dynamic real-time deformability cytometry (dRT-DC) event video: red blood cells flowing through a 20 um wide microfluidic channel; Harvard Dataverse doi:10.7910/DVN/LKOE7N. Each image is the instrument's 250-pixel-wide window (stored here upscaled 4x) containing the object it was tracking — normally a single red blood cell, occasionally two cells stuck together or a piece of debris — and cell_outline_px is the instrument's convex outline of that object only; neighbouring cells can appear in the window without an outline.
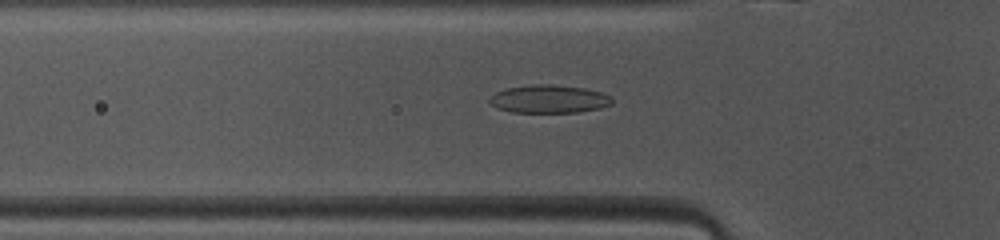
{"species": "common noctule bat (a hibernating species)", "species_latin": "Nyctalus noctula", "temperature_condition": "warm", "stored_images_in_passage": 47, "camera_frame_rate_fps": 3000, "um_per_image_px": 0.085, "animal": {"sex": "female", "body_mass_g": 10.0, "forearm_length_mm": 53.1}, "frame": {"image": 1, "passage_image": 14, "time_ms": 4.333, "image_size_px": [1000, 240], "cell_outline_px": [[612, 104], [600, 108], [576, 112], [512, 112], [496, 108], [488, 100], [496, 92], [504, 88], [532, 84], [552, 84], [584, 88], [600, 92], [612, 96]], "centroid_in_image_um": [46.66, 8.41], "position_along_channel_um": 79.1, "area_um2": 20.06}}
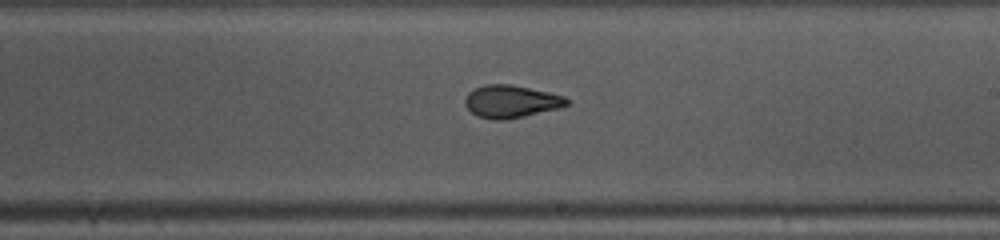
{"frame": {"image": 2, "passage_image": 26, "time_ms": 8.333, "image_size_px": [1000, 240], "cell_outline_px": [[568, 104], [560, 108], [508, 120], [492, 120], [476, 116], [464, 104], [464, 100], [468, 92], [476, 88], [488, 84], [512, 84], [548, 92], [564, 96], [568, 100]], "centroid_in_image_um": [43.43, 8.64], "position_along_channel_um": 245.6, "area_um2": 19.42}}
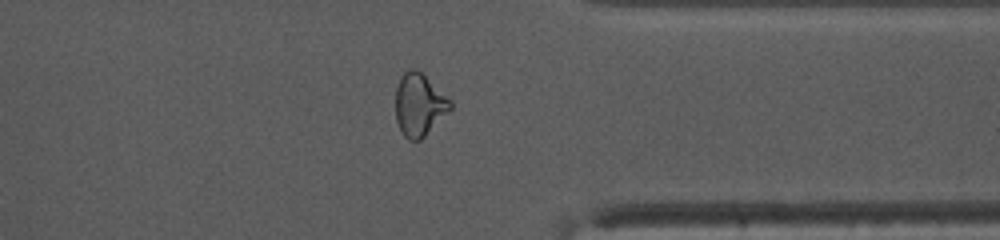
{"frame": {"image": 3, "passage_image": 36, "time_ms": 11.667, "image_size_px": [1000, 240], "cell_outline_px": [[452, 108], [420, 140], [408, 140], [404, 136], [396, 120], [396, 88], [400, 76], [404, 72], [412, 68], [416, 68], [452, 100]], "centroid_in_image_um": [35.63, 8.89], "position_along_channel_um": 375.8, "area_um2": 19.83}, "authors_computed_cell_mechanics": {"area_um2": 19.8254, "velocity_mm_per_s": 4.1237, "shape_relaxation_time_tau1_ms": 4.5432, "shape_relaxation_time_tau2_ms": 1.08, "deformation_change_tau1": 0.1584, "deformation_change_tau2": 0.0611}}